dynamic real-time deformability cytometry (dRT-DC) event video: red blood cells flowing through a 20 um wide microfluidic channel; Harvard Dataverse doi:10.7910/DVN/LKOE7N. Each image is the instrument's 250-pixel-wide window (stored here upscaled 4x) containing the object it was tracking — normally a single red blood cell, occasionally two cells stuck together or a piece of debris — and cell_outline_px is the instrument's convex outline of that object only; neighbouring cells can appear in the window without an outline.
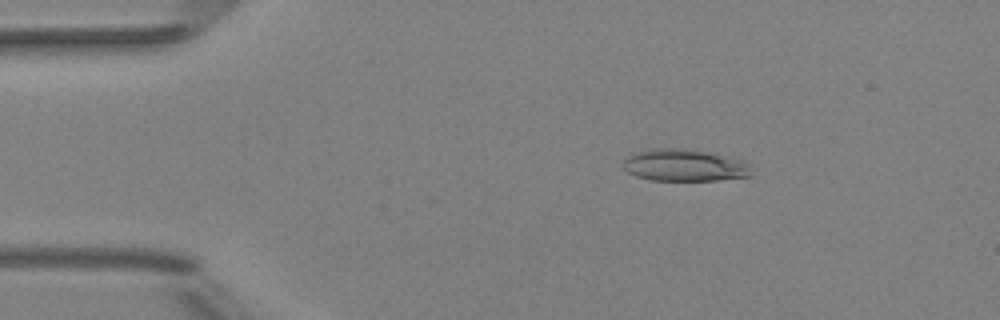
{"species": "Egyptian fruit bat (a non-hibernating species)", "species_latin": "Rousettus aegyptiacus", "temperature_condition": "room temperature", "stored_images_in_passage": 43, "camera_frame_rate_fps": 3000, "um_per_image_px": 0.085, "animal": {"sex": "female"}, "frame": {"image": 1, "passage_image": 1, "time_ms": 0.0, "image_size_px": [1000, 320], "cell_outline_px": [[748, 176], [716, 180], [652, 180], [636, 176], [628, 172], [624, 168], [624, 160], [628, 156], [636, 152], [656, 148], [676, 148], [704, 152], [744, 160], [748, 164]], "centroid_in_image_um": [58.12, 14.05], "position_along_channel_um": 26.9, "area_um2": 23.29}}
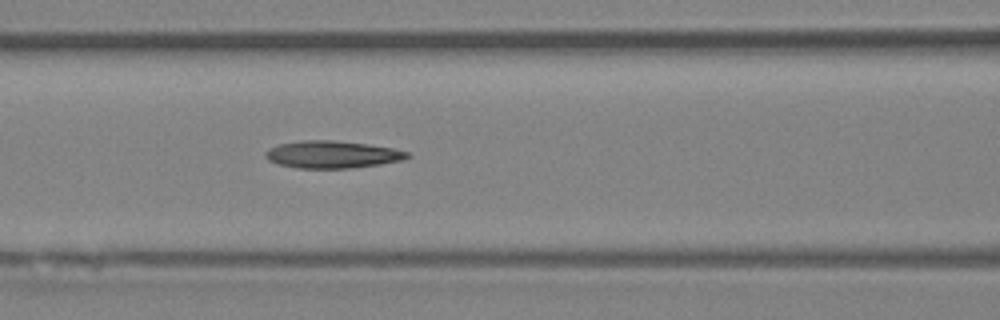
{"frame": {"image": 2, "passage_image": 14, "time_ms": 4.333, "image_size_px": [1000, 320], "cell_outline_px": [[412, 156], [404, 160], [380, 164], [352, 168], [296, 168], [276, 164], [268, 160], [264, 156], [264, 152], [280, 144], [300, 140], [332, 140], [364, 144], [392, 148], [408, 152]], "centroid_in_image_um": [28.23, 13.14], "position_along_channel_um": 138.4, "area_um2": 22.54}}
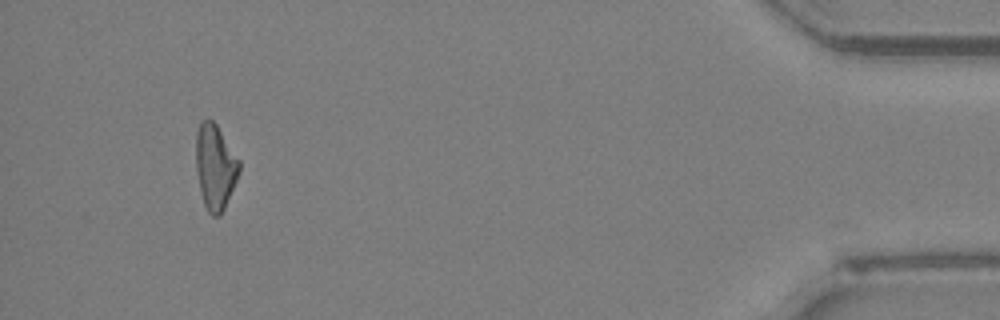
{"frame": {"image": 3, "passage_image": 40, "time_ms": 13.0, "image_size_px": [1000, 320], "cell_outline_px": [[240, 172], [224, 208], [220, 216], [212, 216], [208, 212], [204, 204], [200, 192], [196, 172], [196, 132], [200, 120], [212, 120], [216, 124], [240, 160]], "centroid_in_image_um": [18.28, 14.18], "position_along_channel_um": 416.9, "area_um2": 21.56}}